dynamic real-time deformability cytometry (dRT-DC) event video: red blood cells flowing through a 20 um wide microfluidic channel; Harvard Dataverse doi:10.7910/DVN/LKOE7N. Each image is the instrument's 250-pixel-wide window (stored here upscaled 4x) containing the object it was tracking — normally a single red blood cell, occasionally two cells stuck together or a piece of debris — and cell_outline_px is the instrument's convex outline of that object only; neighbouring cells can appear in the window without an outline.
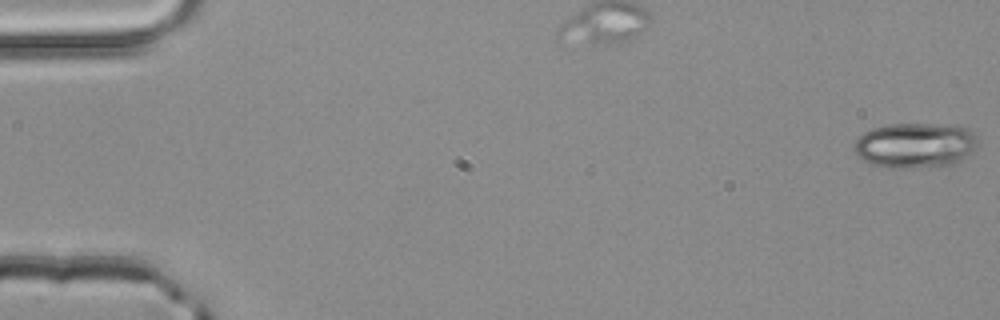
{"species": "common noctule bat (a hibernating species)", "species_latin": "Nyctalus noctula", "temperature_condition": "room temperature", "stored_images_in_passage": 52, "camera_frame_rate_fps": 3000, "um_per_image_px": 0.085, "animal": {"sex": "male", "body_mass_g": 20.4}, "frame": {"image": 1, "passage_image": 1, "time_ms": 0.0, "image_size_px": [1000, 320], "cell_outline_px": [[980, 144], [972, 152], [960, 160], [952, 164], [904, 168], [884, 168], [872, 164], [856, 156], [852, 148], [852, 144], [856, 136], [872, 128], [888, 124], [928, 124], [968, 128], [976, 136]], "centroid_in_image_um": [77.72, 12.35], "position_along_channel_um": 7.3, "area_um2": 32.77}}
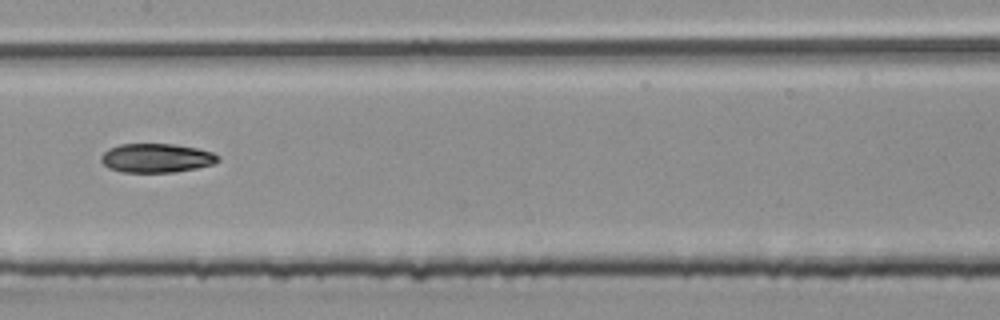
{"frame": {"image": 2, "passage_image": 27, "time_ms": 8.667, "image_size_px": [1000, 320], "cell_outline_px": [[220, 160], [212, 164], [196, 168], [172, 172], [120, 172], [108, 168], [100, 160], [100, 156], [108, 148], [120, 144], [176, 144], [196, 148], [212, 152], [220, 156]], "centroid_in_image_um": [13.27, 13.43], "position_along_channel_um": 194.1, "area_um2": 19.83}}
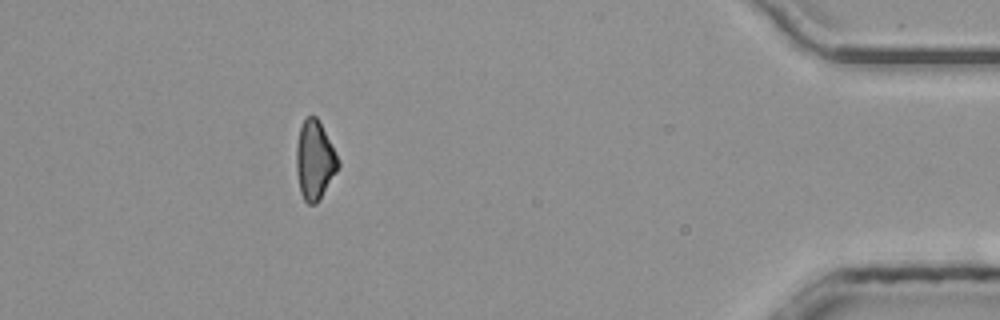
{"frame": {"image": 3, "passage_image": 47, "time_ms": 15.333, "image_size_px": [1000, 320], "cell_outline_px": [[340, 164], [336, 172], [316, 204], [308, 204], [304, 200], [300, 192], [296, 168], [296, 148], [300, 128], [304, 120], [308, 116], [316, 116], [340, 160]], "centroid_in_image_um": [26.74, 13.63], "position_along_channel_um": 408.5, "area_um2": 18.9}, "authors_computed_cell_mechanics": {"area_um2": 20.1722, "velocity_mm_per_s": 4.0654, "shape_relaxation_time_tau1_ms": 7.5045, "shape_relaxation_time_tau2_ms": null, "deformation_change_tau1": 0.1746, "deformation_change_tau2": null}}